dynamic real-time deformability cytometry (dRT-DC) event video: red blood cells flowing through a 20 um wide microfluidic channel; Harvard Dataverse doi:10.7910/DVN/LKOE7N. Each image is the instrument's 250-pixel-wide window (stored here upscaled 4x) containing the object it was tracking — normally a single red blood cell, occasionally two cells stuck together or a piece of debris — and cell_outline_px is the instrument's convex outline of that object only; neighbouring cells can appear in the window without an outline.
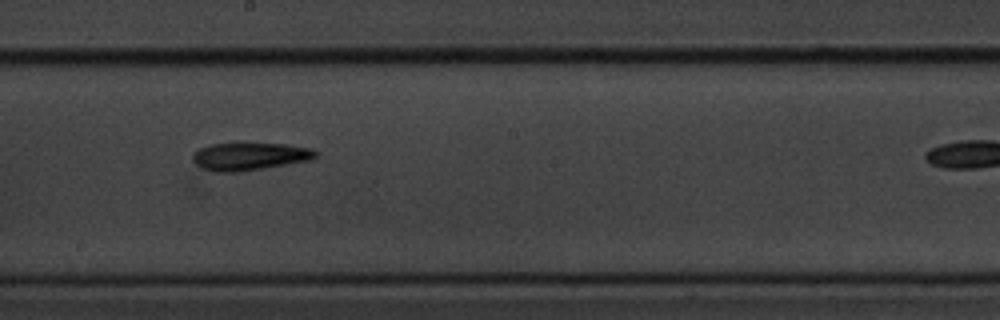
{"species": "common noctule bat (a hibernating species)", "species_latin": "Nyctalus noctula", "temperature_condition": "cold", "stored_images_in_passage": 9, "segment_of_instrument_passage": [1, 2], "camera_frame_rate_fps": 3000, "um_per_image_px": 0.085, "animal": {"sex": "male", "body_mass_g": 20.1, "forearm_length_mm": 53.5}, "frame": {"image": 1, "passage_image": 7, "time_ms": 2.0, "image_size_px": [1000, 320], "cell_outline_px": [[320, 156], [312, 160], [264, 168], [236, 172], [216, 172], [204, 168], [196, 164], [192, 160], [192, 156], [200, 148], [208, 144], [236, 140], [244, 140], [288, 144], [312, 148], [320, 152]], "centroid_in_image_um": [21.28, 13.22], "position_along_channel_um": 226.9, "area_um2": 21.1}}
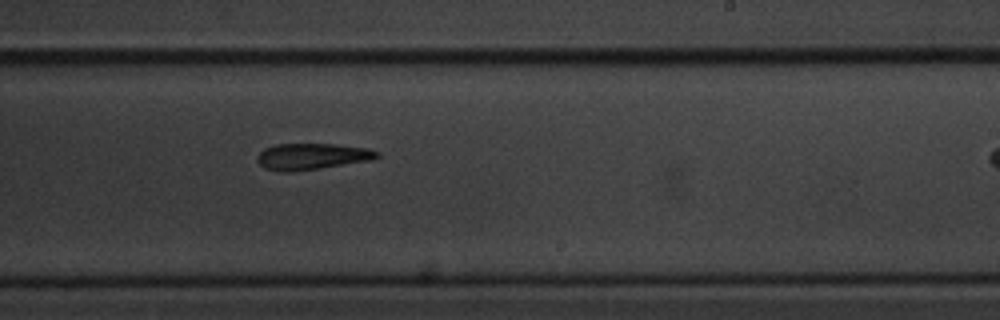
{"frame": {"image": 2, "passage_image": 8, "time_ms": 2.333, "image_size_px": [1000, 320], "cell_outline_px": [[380, 156], [372, 160], [320, 168], [292, 172], [280, 172], [264, 168], [256, 160], [256, 156], [264, 148], [276, 144], [332, 144], [368, 148], [380, 152]], "centroid_in_image_um": [26.5, 13.3], "position_along_channel_um": 262.5, "area_um2": 18.5}}